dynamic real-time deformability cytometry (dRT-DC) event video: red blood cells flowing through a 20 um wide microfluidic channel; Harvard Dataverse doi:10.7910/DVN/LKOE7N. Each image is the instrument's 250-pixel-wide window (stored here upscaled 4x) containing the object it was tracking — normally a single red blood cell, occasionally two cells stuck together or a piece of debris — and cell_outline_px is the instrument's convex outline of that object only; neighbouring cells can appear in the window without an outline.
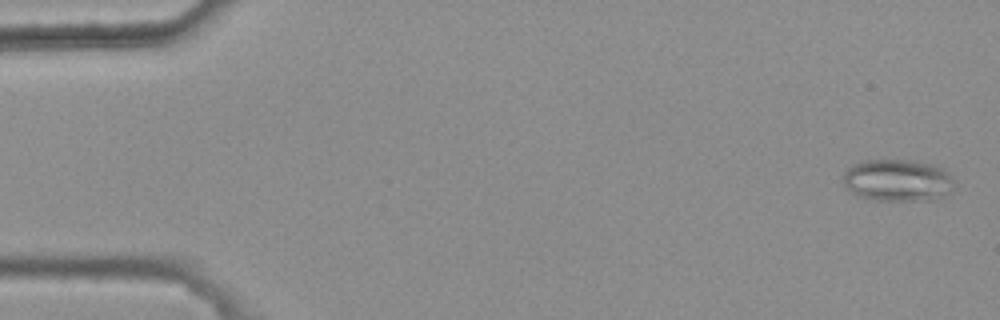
{"species": "common noctule bat (a hibernating species)", "species_latin": "Nyctalus noctula", "temperature_condition": "warm", "stored_images_in_passage": 5, "camera_frame_rate_fps": 3000, "um_per_image_px": 0.085, "animal": {"sex": "female", "body_mass_g": 25.1}, "frame": {"image": 1, "passage_image": 1, "time_ms": 0.0, "image_size_px": [1000, 320], "cell_outline_px": [[952, 188], [948, 192], [936, 200], [876, 200], [860, 196], [852, 192], [844, 184], [844, 172], [852, 164], [860, 160], [916, 160], [932, 164], [944, 168], [952, 180]], "centroid_in_image_um": [76.29, 15.31], "position_along_channel_um": 8.7, "area_um2": 27.17}}